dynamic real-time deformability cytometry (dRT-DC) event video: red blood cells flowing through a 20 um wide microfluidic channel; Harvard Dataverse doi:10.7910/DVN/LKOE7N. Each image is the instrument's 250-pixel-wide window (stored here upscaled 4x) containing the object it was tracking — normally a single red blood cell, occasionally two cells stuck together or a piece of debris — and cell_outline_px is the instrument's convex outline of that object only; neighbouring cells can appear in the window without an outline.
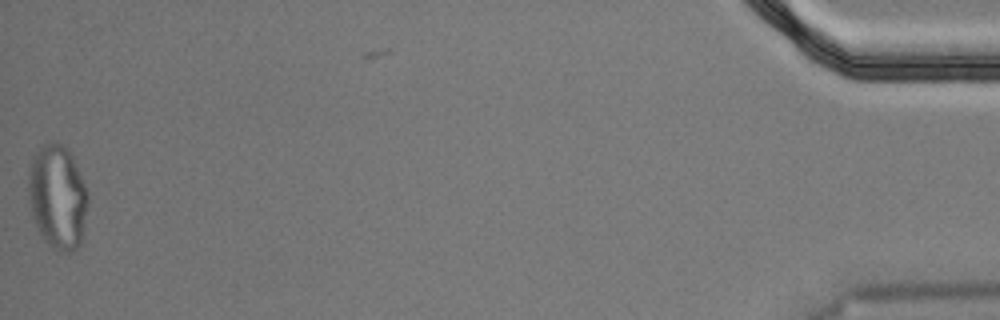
{"species": "Egyptian fruit bat (a non-hibernating species)", "species_latin": "Rousettus aegyptiacus", "temperature_condition": "cold", "stored_images_in_passage": 41, "segment_of_instrument_passage": [2, 2], "camera_frame_rate_fps": 3000, "um_per_image_px": 0.085, "animal": {"sex": "male"}, "frame": {"image": 1, "passage_image": 40, "time_ms": 13.0, "image_size_px": [1000, 320], "cell_outline_px": [[88, 204], [80, 244], [76, 248], [68, 252], [64, 252], [52, 248], [44, 240], [32, 216], [28, 192], [28, 172], [32, 156], [44, 144], [52, 140], [56, 140], [64, 144], [68, 148], [72, 156], [88, 192]], "centroid_in_image_um": [4.88, 16.69], "position_along_channel_um": 430.3, "area_um2": 36.3}}